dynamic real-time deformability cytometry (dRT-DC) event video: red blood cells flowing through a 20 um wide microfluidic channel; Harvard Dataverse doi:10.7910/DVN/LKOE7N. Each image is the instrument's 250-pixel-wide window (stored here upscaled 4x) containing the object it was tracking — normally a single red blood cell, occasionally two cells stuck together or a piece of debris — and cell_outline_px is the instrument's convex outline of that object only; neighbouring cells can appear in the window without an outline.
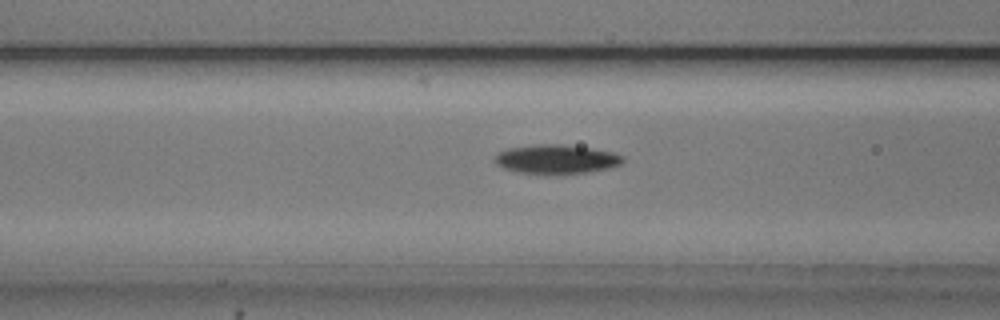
{"species": "common noctule bat (a hibernating species)", "species_latin": "Nyctalus noctula", "temperature_condition": "cold", "stored_images_in_passage": 54, "camera_frame_rate_fps": 3000, "um_per_image_px": 0.085, "animal": {"sex": "male", "body_mass_g": 20.5, "forearm_length_mm": 52.5}, "frame": {"image": 1, "passage_image": 21, "time_ms": 6.667, "image_size_px": [1000, 320], "cell_outline_px": [[624, 160], [620, 164], [608, 168], [588, 172], [560, 176], [520, 172], [504, 168], [496, 164], [492, 160], [500, 152], [508, 148], [536, 144], [560, 144], [592, 148], [612, 152], [624, 156]], "centroid_in_image_um": [47.29, 13.55], "position_along_channel_um": 119.3, "area_um2": 22.08}}
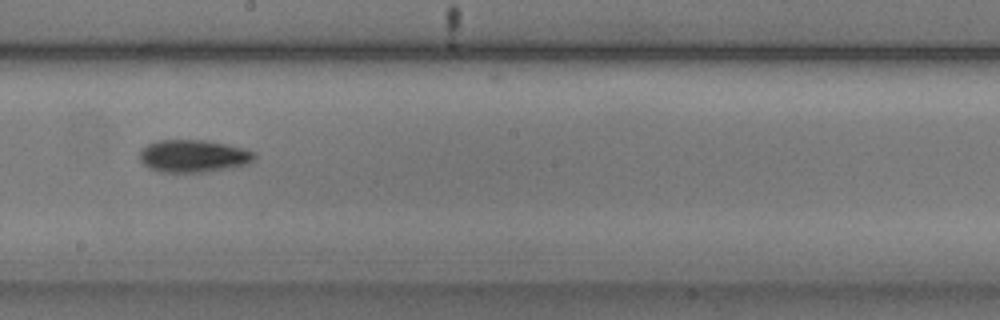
{"frame": {"image": 2, "passage_image": 30, "time_ms": 9.667, "image_size_px": [1000, 320], "cell_outline_px": [[256, 160], [248, 164], [228, 168], [204, 172], [160, 172], [148, 168], [140, 160], [140, 152], [148, 144], [156, 140], [208, 140], [244, 148], [256, 152]], "centroid_in_image_um": [16.48, 13.26], "position_along_channel_um": 231.7, "area_um2": 21.91}}
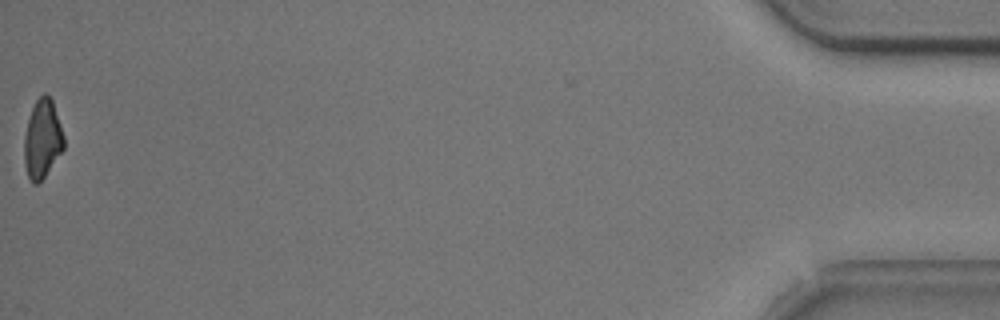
{"frame": {"image": 3, "passage_image": 54, "time_ms": 17.667, "image_size_px": [1000, 320], "cell_outline_px": [[64, 148], [44, 176], [36, 184], [32, 184], [28, 176], [24, 164], [24, 136], [28, 120], [32, 108], [36, 100], [44, 92], [52, 100], [64, 136]], "centroid_in_image_um": [3.59, 11.81], "position_along_channel_um": 431.6, "area_um2": 17.92}, "authors_computed_cell_mechanics": {"area_um2": 19.6809, "velocity_mm_per_s": 3.7389, "shape_relaxation_time_tau1_ms": 2.3491, "shape_relaxation_time_tau2_ms": null, "deformation_change_tau1": 0.1335, "deformation_change_tau2": null}}